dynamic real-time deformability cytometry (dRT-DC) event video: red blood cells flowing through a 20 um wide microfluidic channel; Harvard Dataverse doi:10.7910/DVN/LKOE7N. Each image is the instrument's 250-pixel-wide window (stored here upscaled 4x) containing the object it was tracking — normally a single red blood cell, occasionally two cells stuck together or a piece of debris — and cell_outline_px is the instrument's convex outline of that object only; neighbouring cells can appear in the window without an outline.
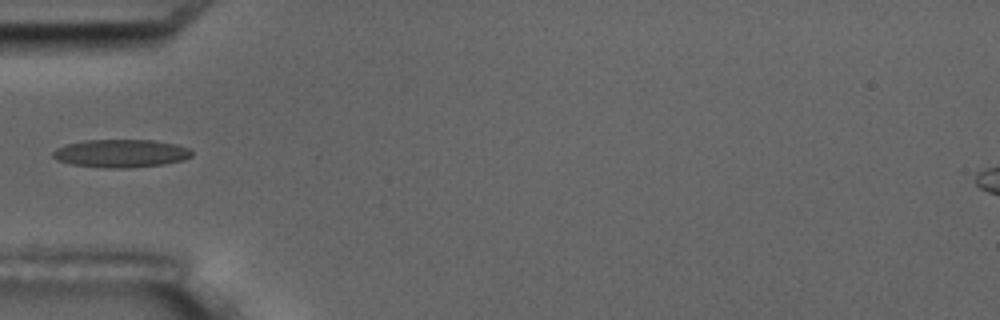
{"species": "common noctule bat (a hibernating species)", "species_latin": "Nyctalus noctula", "temperature_condition": "room temperature", "stored_images_in_passage": 14, "camera_frame_rate_fps": 3000, "um_per_image_px": 0.085, "animal": {"sex": "male", "body_mass_g": 17.5, "forearm_length_mm": 52.3}, "frame": {"image": 1, "passage_image": 3, "time_ms": 2.333, "image_size_px": [1000, 320], "cell_outline_px": [[192, 156], [184, 160], [164, 164], [124, 168], [104, 168], [72, 164], [56, 160], [52, 156], [52, 152], [56, 148], [64, 144], [84, 140], [152, 140], [176, 144], [188, 148], [192, 152]], "centroid_in_image_um": [10.25, 13.03], "position_along_channel_um": 74.8, "area_um2": 22.77}}
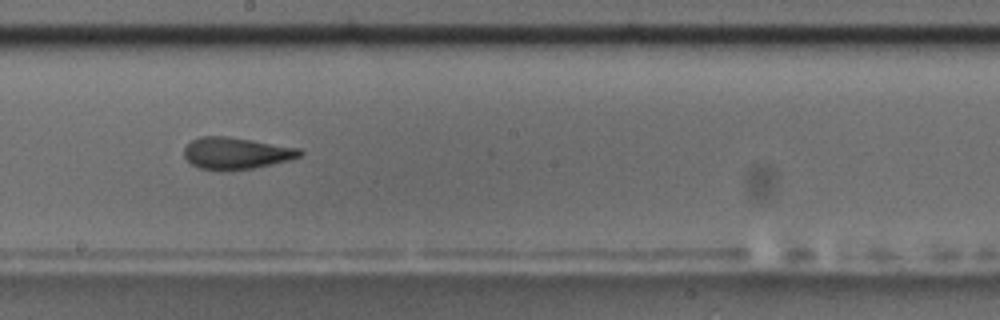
{"frame": {"image": 2, "passage_image": 7, "time_ms": 6.667, "image_size_px": [1000, 320], "cell_outline_px": [[304, 152], [300, 156], [288, 160], [272, 164], [252, 168], [220, 172], [200, 168], [192, 164], [184, 156], [184, 148], [192, 140], [200, 136], [224, 136], [252, 140], [300, 148]], "centroid_in_image_um": [20.06, 13.03], "position_along_channel_um": 228.1, "area_um2": 21.5}}
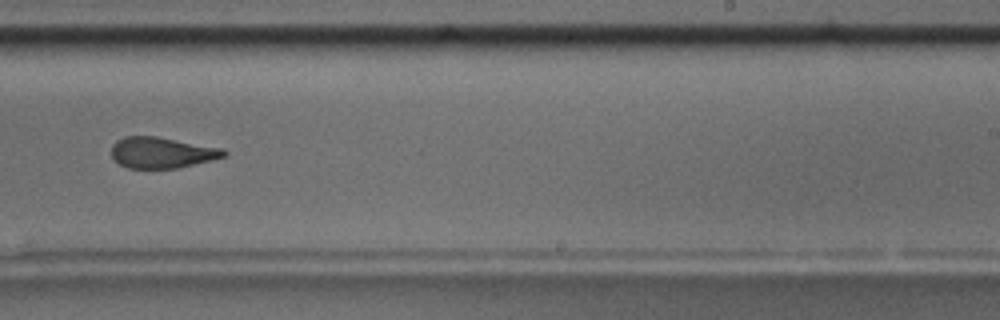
{"frame": {"image": 3, "passage_image": 8, "time_ms": 8.0, "image_size_px": [1000, 320], "cell_outline_px": [[228, 156], [180, 168], [128, 168], [120, 164], [112, 156], [112, 144], [116, 140], [124, 136], [156, 136], [224, 148], [228, 152]], "centroid_in_image_um": [13.8, 12.97], "position_along_channel_um": 275.2, "area_um2": 20.52}, "authors_computed_cell_mechanics": {"area_um2": 21.5016, "velocity_mm_per_s": 3.5455, "shape_relaxation_time_tau1_ms": 7.2117, "shape_relaxation_time_tau2_ms": 2.6636, "deformation_change_tau1": 0.1796, "deformation_change_tau2": 0.1185}}